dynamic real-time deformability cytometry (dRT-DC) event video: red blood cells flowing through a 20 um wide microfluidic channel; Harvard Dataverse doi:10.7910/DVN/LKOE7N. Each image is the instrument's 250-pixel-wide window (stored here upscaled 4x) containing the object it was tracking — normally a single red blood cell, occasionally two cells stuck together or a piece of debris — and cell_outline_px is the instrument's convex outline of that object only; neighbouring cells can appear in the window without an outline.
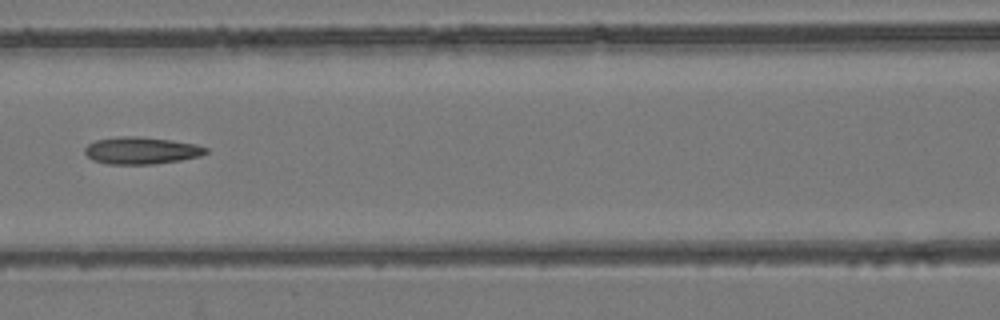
{"species": "common noctule bat (a hibernating species)", "species_latin": "Nyctalus noctula", "temperature_condition": "room temperature", "stored_images_in_passage": 8, "camera_frame_rate_fps": 3000, "um_per_image_px": 0.085, "animal": {"sex": "female", "body_mass_g": 24.6, "forearm_length_mm": 56.2}, "frame": {"image": 1, "passage_image": 7, "time_ms": 7.0, "image_size_px": [1000, 320], "cell_outline_px": [[208, 152], [200, 156], [180, 160], [152, 164], [108, 164], [92, 160], [84, 152], [84, 148], [88, 144], [96, 140], [120, 136], [140, 136], [172, 140], [196, 144], [208, 148]], "centroid_in_image_um": [12.01, 12.79], "position_along_channel_um": 154.6, "area_um2": 19.19}}
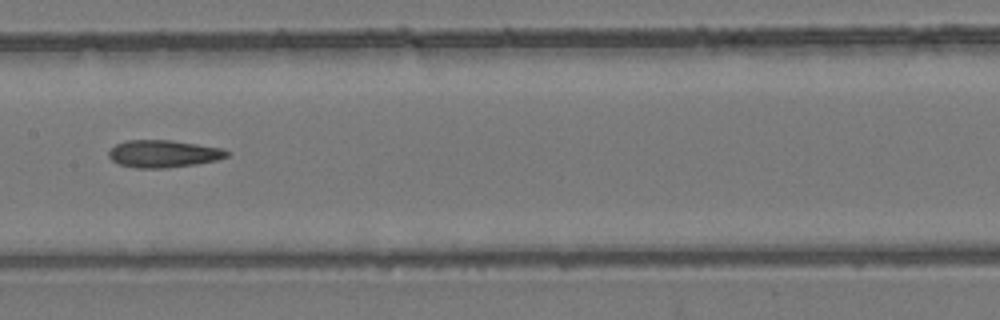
{"frame": {"image": 2, "passage_image": 8, "time_ms": 8.0, "image_size_px": [1000, 320], "cell_outline_px": [[228, 156], [216, 160], [196, 164], [164, 168], [136, 168], [120, 164], [112, 160], [108, 156], [108, 152], [116, 144], [124, 140], [172, 140], [224, 148], [228, 152]], "centroid_in_image_um": [13.89, 13.06], "position_along_channel_um": 193.5, "area_um2": 18.84}}